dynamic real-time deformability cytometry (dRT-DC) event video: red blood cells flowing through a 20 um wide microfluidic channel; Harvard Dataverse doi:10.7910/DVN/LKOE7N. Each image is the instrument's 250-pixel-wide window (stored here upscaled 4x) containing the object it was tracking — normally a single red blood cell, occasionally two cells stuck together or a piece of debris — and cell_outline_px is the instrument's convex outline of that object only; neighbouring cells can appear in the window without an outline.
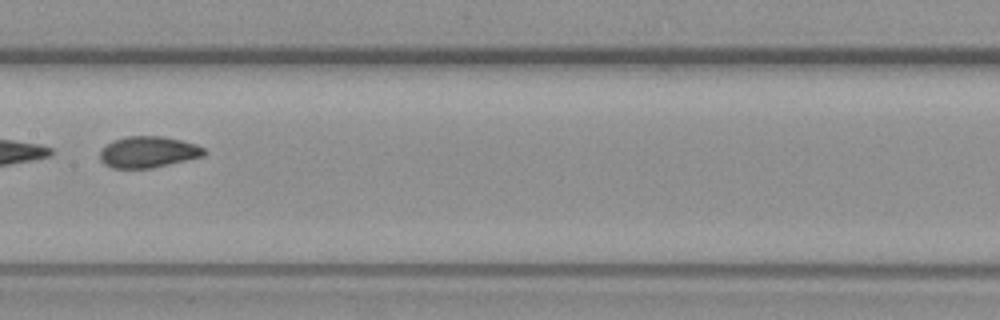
{"species": "common noctule bat (a hibernating species)", "species_latin": "Nyctalus noctula", "temperature_condition": "warm", "stored_images_in_passage": 10, "camera_frame_rate_fps": 3000, "um_per_image_px": 0.085, "animal": {"sex": "female", "body_mass_g": 19.3, "forearm_length_mm": 54.1}, "frame": {"image": 1, "passage_image": 9, "time_ms": 9.667, "image_size_px": [1000, 320], "cell_outline_px": [[208, 152], [204, 156], [168, 164], [148, 168], [112, 168], [104, 164], [100, 160], [100, 152], [112, 140], [128, 136], [164, 136], [196, 144], [204, 148]], "centroid_in_image_um": [12.61, 12.91], "position_along_channel_um": 194.8, "area_um2": 18.9}}